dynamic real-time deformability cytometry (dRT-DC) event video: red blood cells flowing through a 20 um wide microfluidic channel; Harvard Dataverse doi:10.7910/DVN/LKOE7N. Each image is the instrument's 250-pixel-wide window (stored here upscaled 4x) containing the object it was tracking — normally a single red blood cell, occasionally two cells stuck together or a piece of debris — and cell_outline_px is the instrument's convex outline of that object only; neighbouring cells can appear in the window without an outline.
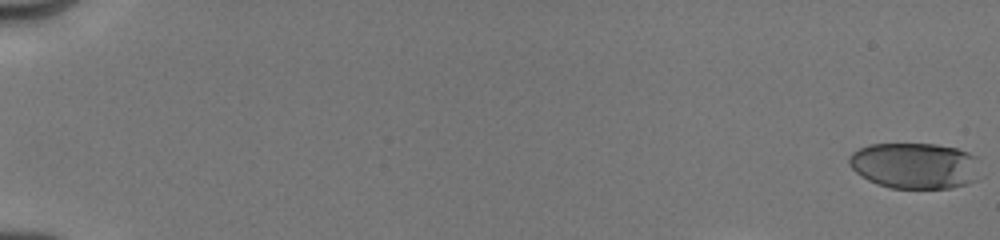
{"species": "human", "species_latin": "Homo sapiens", "temperature_condition": "cold", "stored_images_in_passage": 17, "camera_frame_rate_fps": 3000, "um_per_image_px": 0.085, "donor": {"sex": "male"}, "frame": {"image": 1, "passage_image": 1, "time_ms": 0.0, "image_size_px": [1000, 240], "cell_outline_px": [[976, 180], [968, 184], [952, 188], [892, 188], [876, 184], [860, 176], [848, 164], [848, 156], [852, 152], [868, 144], [936, 144], [956, 148], [968, 152], [976, 156]], "centroid_in_image_um": [77.71, 14.08], "position_along_channel_um": 7.3, "area_um2": 35.26}}